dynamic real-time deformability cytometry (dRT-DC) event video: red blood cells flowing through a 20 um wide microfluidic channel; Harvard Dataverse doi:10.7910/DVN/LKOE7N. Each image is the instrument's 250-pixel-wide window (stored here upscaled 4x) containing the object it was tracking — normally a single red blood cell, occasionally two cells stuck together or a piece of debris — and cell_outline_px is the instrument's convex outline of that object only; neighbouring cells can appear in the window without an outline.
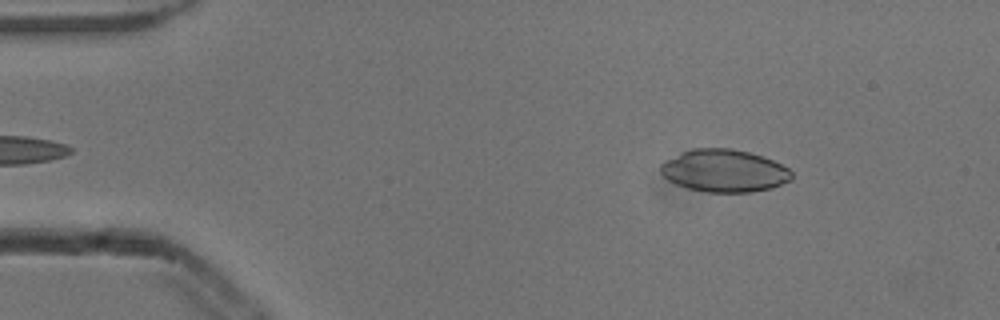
{"species": "common noctule bat (a hibernating species)", "species_latin": "Nyctalus noctula", "temperature_condition": "cold", "stored_images_in_passage": 51, "camera_frame_rate_fps": 3000, "um_per_image_px": 0.085, "animal": {"sex": "male", "body_mass_g": 13.3}, "frame": {"image": 1, "passage_image": 5, "time_ms": 1.333, "image_size_px": [1000, 320], "cell_outline_px": [[792, 180], [772, 188], [752, 192], [708, 192], [688, 188], [676, 184], [668, 180], [660, 172], [660, 164], [664, 160], [680, 152], [692, 148], [732, 148], [764, 156], [788, 168], [792, 172]], "centroid_in_image_um": [61.54, 14.51], "position_along_channel_um": 23.5, "area_um2": 32.71}}
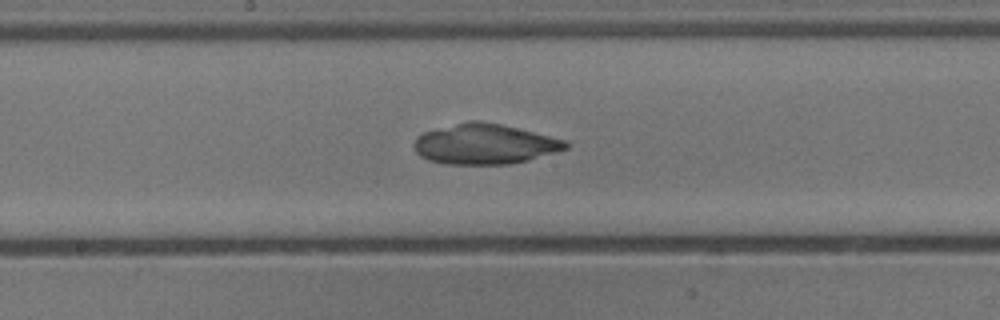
{"frame": {"image": 2, "passage_image": 25, "time_ms": 8.0, "image_size_px": [1000, 320], "cell_outline_px": [[568, 148], [556, 152], [528, 160], [508, 164], [448, 164], [428, 160], [420, 156], [416, 152], [412, 144], [416, 136], [424, 132], [468, 120], [480, 120], [500, 124], [568, 140]], "centroid_in_image_um": [41.18, 12.24], "position_along_channel_um": 207.0, "area_um2": 35.6}}
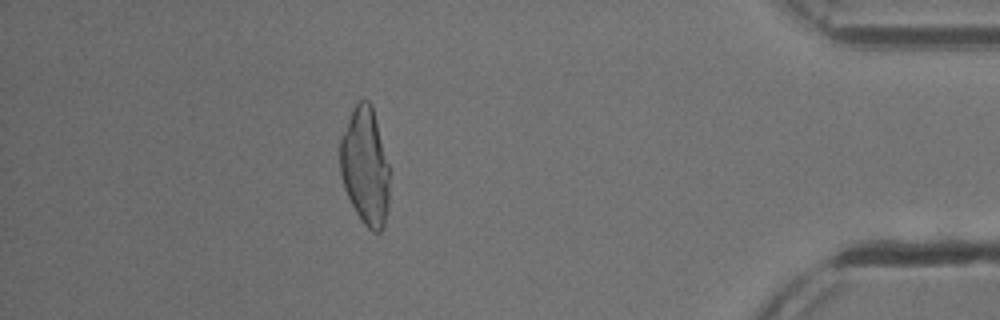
{"frame": {"image": 3, "passage_image": 44, "time_ms": 14.333, "image_size_px": [1000, 320], "cell_outline_px": [[392, 168], [388, 204], [384, 224], [380, 232], [372, 232], [364, 224], [356, 212], [344, 188], [340, 172], [340, 136], [352, 108], [360, 100], [368, 100], [372, 104]], "centroid_in_image_um": [31.08, 14.1], "position_along_channel_um": 404.1, "area_um2": 34.91}}